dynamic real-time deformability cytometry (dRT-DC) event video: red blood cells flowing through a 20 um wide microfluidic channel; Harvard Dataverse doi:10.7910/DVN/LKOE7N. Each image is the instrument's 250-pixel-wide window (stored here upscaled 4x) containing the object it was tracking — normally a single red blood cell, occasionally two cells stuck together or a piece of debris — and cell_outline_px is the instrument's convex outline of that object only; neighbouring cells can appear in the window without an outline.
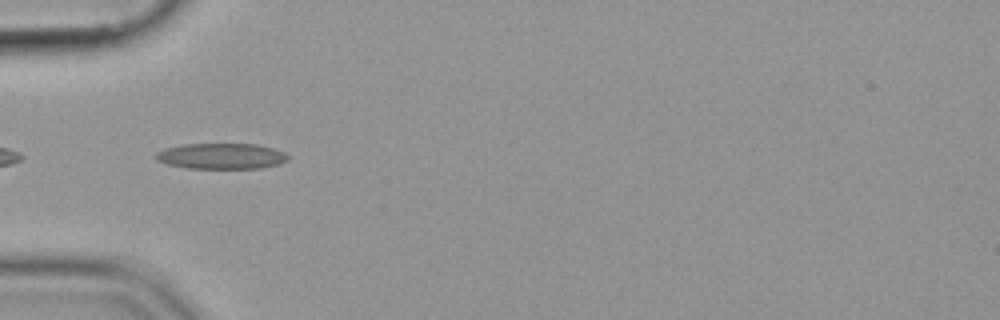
{"species": "common noctule bat (a hibernating species)", "species_latin": "Nyctalus noctula", "temperature_condition": "cold", "stored_images_in_passage": 39, "camera_frame_rate_fps": 3000, "um_per_image_px": 0.085, "animal": {"sex": "female", "body_mass_g": 19.9}, "frame": {"image": 1, "passage_image": 2, "time_ms": 0.333, "image_size_px": [1000, 320], "cell_outline_px": [[288, 160], [280, 164], [260, 168], [188, 168], [168, 164], [156, 160], [156, 152], [164, 148], [184, 144], [256, 144], [272, 148], [284, 152], [288, 156]], "centroid_in_image_um": [18.81, 13.27], "position_along_channel_um": 66.2, "area_um2": 19.77}}
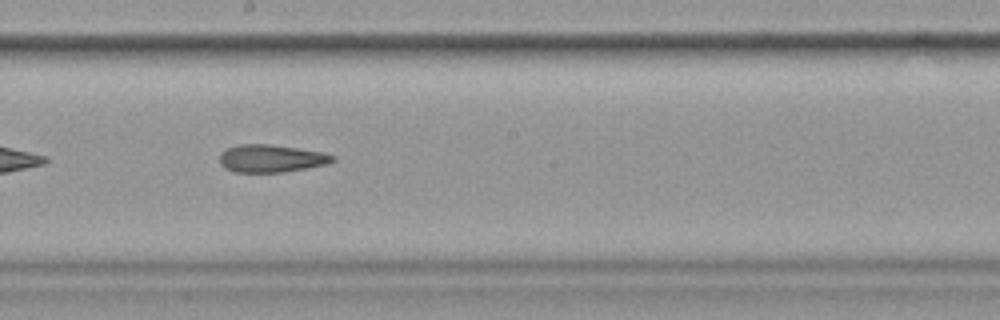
{"frame": {"image": 2, "passage_image": 15, "time_ms": 4.667, "image_size_px": [1000, 320], "cell_outline_px": [[336, 160], [328, 164], [308, 168], [280, 172], [236, 172], [224, 168], [220, 164], [220, 152], [228, 148], [240, 144], [268, 144], [324, 152], [336, 156]], "centroid_in_image_um": [23.07, 13.47], "position_along_channel_um": 225.1, "area_um2": 18.26}}
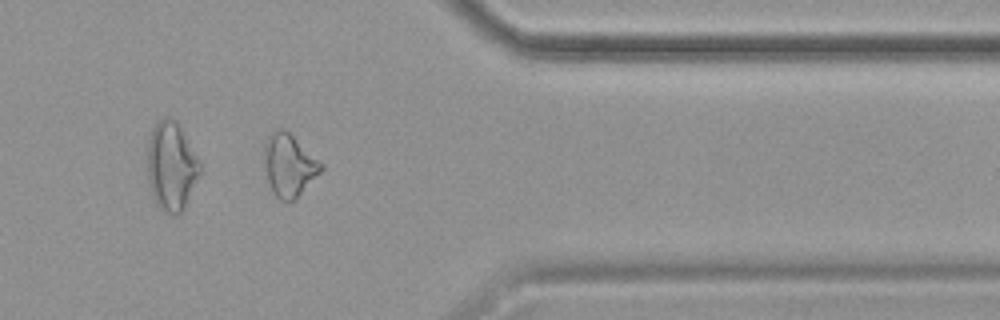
{"frame": {"image": 3, "passage_image": 29, "time_ms": 9.333, "image_size_px": [1000, 320], "cell_outline_px": [[324, 168], [296, 200], [280, 200], [272, 192], [268, 180], [264, 164], [264, 144], [268, 136], [272, 132], [280, 128], [284, 128], [324, 164]], "centroid_in_image_um": [24.58, 14.05], "position_along_channel_um": 386.8, "area_um2": 20.69}}